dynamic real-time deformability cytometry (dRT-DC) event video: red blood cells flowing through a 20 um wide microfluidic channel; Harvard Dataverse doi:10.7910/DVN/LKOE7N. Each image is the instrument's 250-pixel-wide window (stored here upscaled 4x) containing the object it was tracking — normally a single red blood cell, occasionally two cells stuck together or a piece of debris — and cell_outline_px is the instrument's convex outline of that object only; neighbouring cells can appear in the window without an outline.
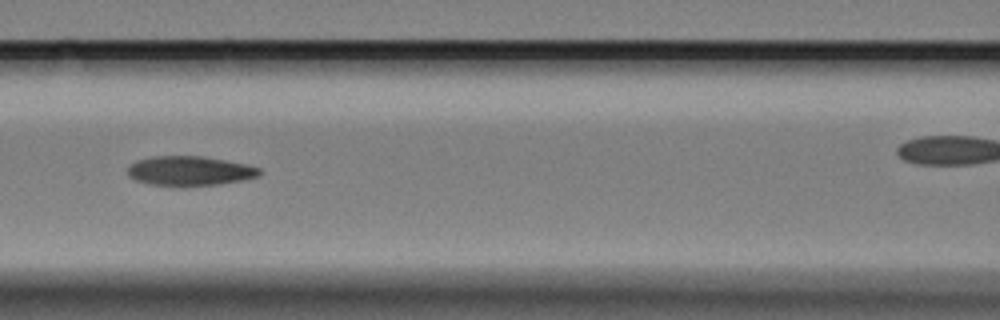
{"species": "Egyptian fruit bat (a non-hibernating species)", "species_latin": "Rousettus aegyptiacus", "temperature_condition": "cold", "stored_images_in_passage": 9, "camera_frame_rate_fps": 3000, "um_per_image_px": 0.085, "animal": {"sex": "female"}, "frame": {"image": 1, "passage_image": 6, "time_ms": 5.667, "image_size_px": [1000, 320], "cell_outline_px": [[260, 176], [220, 184], [180, 188], [148, 184], [136, 180], [128, 176], [128, 168], [136, 160], [152, 156], [204, 156], [248, 164], [260, 168]], "centroid_in_image_um": [16.11, 14.55], "position_along_channel_um": 150.5, "area_um2": 23.24}}
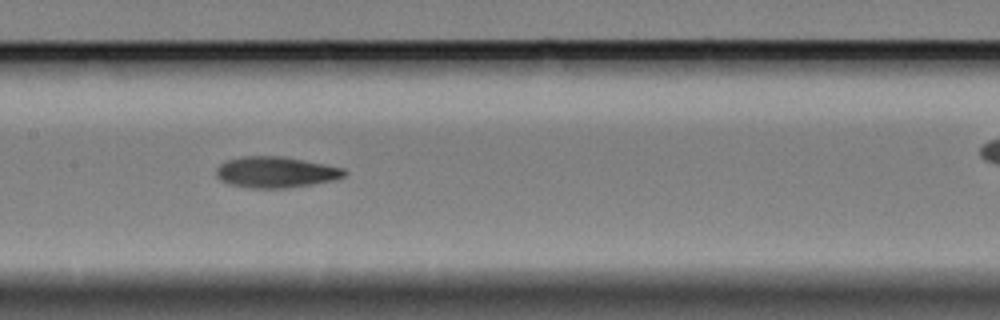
{"frame": {"image": 2, "passage_image": 7, "time_ms": 6.667, "image_size_px": [1000, 320], "cell_outline_px": [[348, 172], [344, 176], [336, 180], [288, 188], [248, 188], [228, 184], [220, 180], [216, 176], [216, 168], [220, 164], [228, 160], [244, 156], [280, 156], [324, 164], [344, 168]], "centroid_in_image_um": [23.43, 14.65], "position_along_channel_um": 184.0, "area_um2": 23.24}}
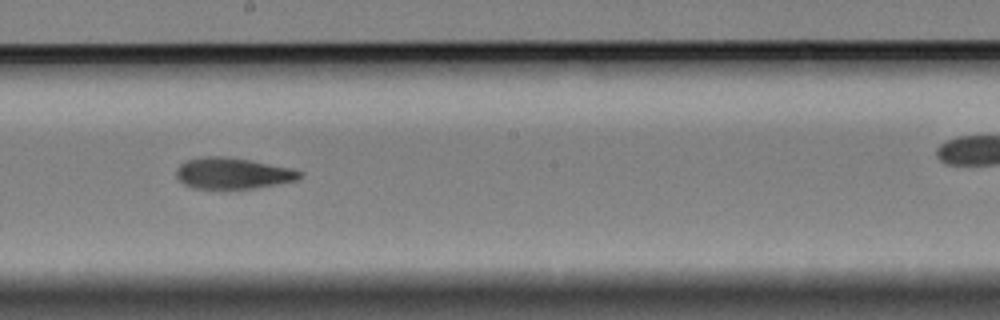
{"frame": {"image": 3, "passage_image": 8, "time_ms": 8.0, "image_size_px": [1000, 320], "cell_outline_px": [[304, 172], [296, 180], [256, 188], [192, 188], [184, 184], [176, 176], [176, 168], [180, 164], [188, 160], [204, 156], [224, 156], [252, 160], [292, 168]], "centroid_in_image_um": [19.78, 14.72], "position_along_channel_um": 228.4, "area_um2": 22.37}}